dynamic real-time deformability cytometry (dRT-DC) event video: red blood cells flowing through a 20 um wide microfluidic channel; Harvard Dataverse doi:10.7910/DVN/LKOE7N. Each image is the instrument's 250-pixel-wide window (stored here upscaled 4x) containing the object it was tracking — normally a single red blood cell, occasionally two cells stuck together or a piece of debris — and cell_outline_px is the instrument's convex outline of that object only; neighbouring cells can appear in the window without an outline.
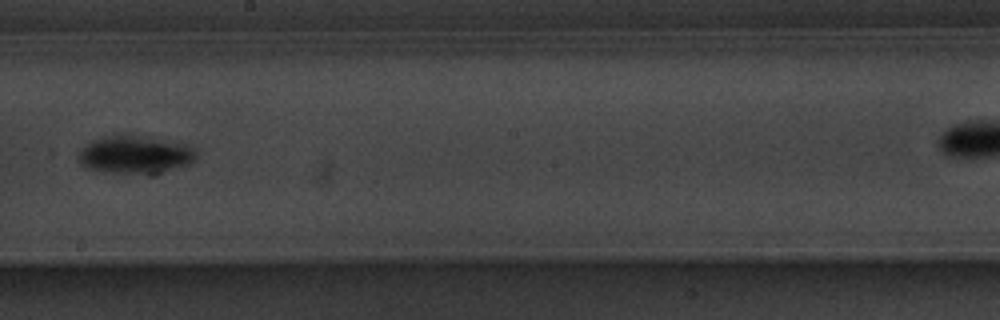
{"species": "common noctule bat (a hibernating species)", "species_latin": "Nyctalus noctula", "temperature_condition": "warm", "stored_images_in_passage": 9, "camera_frame_rate_fps": 3000, "um_per_image_px": 0.085, "animal": {"sex": "male", "body_mass_g": 20.1, "forearm_length_mm": 53.5}, "frame": {"image": 1, "passage_image": 8, "time_ms": 9.0, "image_size_px": [1000, 320], "cell_outline_px": [[196, 160], [192, 164], [156, 176], [148, 176], [104, 172], [88, 168], [80, 160], [80, 148], [92, 140], [108, 136], [128, 132], [164, 136], [188, 144], [196, 148]], "centroid_in_image_um": [11.65, 13.12], "position_along_channel_um": 236.6, "area_um2": 28.15}}